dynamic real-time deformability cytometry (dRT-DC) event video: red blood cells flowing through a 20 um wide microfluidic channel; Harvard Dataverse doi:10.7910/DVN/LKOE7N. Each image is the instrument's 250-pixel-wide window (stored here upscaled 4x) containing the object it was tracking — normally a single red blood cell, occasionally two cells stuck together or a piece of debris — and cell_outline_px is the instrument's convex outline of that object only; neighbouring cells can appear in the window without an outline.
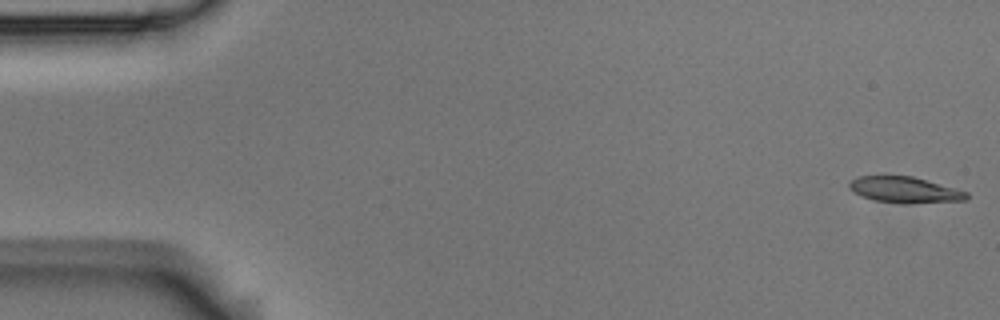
{"species": "Egyptian fruit bat (a non-hibernating species)", "species_latin": "Rousettus aegyptiacus", "temperature_condition": "room temperature", "stored_images_in_passage": 54, "camera_frame_rate_fps": 3000, "um_per_image_px": 0.085, "animal": {"sex": "male"}, "frame": {"image": 1, "passage_image": 1, "time_ms": 0.0, "image_size_px": [1000, 320], "cell_outline_px": [[968, 200], [904, 204], [872, 200], [860, 196], [852, 192], [848, 188], [848, 184], [852, 180], [860, 176], [912, 176], [968, 192]], "centroid_in_image_um": [76.87, 16.15], "position_along_channel_um": 8.1, "area_um2": 17.86}}
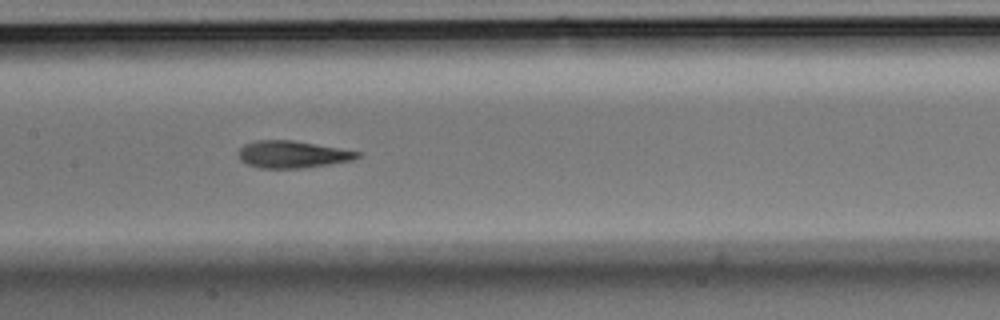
{"frame": {"image": 2, "passage_image": 26, "time_ms": 8.333, "image_size_px": [1000, 320], "cell_outline_px": [[364, 156], [352, 160], [304, 168], [260, 168], [248, 164], [240, 160], [236, 152], [244, 144], [256, 140], [292, 140], [364, 152]], "centroid_in_image_um": [24.88, 13.12], "position_along_channel_um": 182.5, "area_um2": 19.02}}
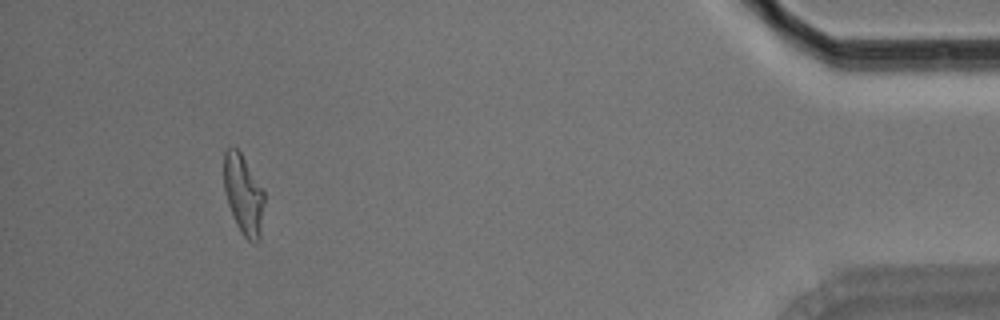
{"frame": {"image": 3, "passage_image": 50, "time_ms": 16.333, "image_size_px": [1000, 320], "cell_outline_px": [[264, 204], [260, 240], [256, 244], [252, 244], [240, 232], [236, 224], [228, 204], [224, 192], [224, 152], [232, 144], [240, 152], [264, 192]], "centroid_in_image_um": [20.69, 16.58], "position_along_channel_um": 414.5, "area_um2": 18.84}, "authors_computed_cell_mechanics": {"area_um2": 19.1318, "velocity_mm_per_s": 3.7121, "shape_relaxation_time_tau1_ms": 4.7016, "shape_relaxation_time_tau2_ms": 2.1507, "deformation_change_tau1": 0.1774, "deformation_change_tau2": 0.1003}}